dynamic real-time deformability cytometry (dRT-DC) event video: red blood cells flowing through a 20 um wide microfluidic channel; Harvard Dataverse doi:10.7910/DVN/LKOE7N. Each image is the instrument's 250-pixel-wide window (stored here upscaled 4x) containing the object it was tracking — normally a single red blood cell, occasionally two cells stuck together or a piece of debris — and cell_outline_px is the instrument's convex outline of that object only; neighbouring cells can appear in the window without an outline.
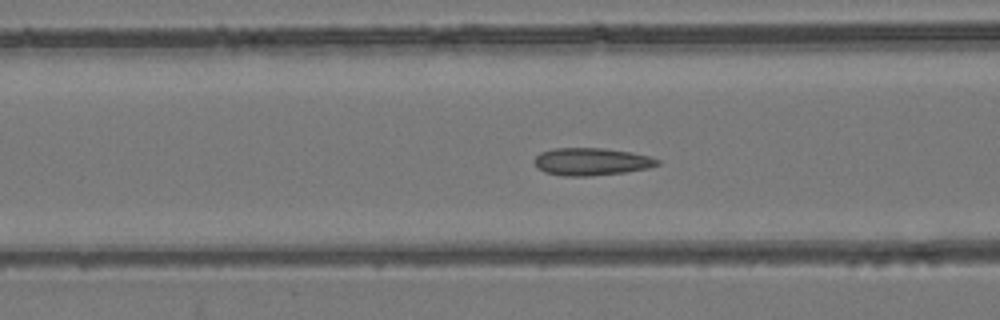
{"species": "common noctule bat (a hibernating species)", "species_latin": "Nyctalus noctula", "temperature_condition": "room temperature", "stored_images_in_passage": 55, "camera_frame_rate_fps": 3000, "um_per_image_px": 0.085, "animal": {"sex": "female", "body_mass_g": 24.6, "forearm_length_mm": 56.2}, "frame": {"image": 1, "passage_image": 22, "time_ms": 7.0, "image_size_px": [1000, 320], "cell_outline_px": [[660, 164], [648, 168], [624, 172], [588, 176], [564, 176], [544, 172], [536, 168], [532, 160], [540, 152], [552, 148], [604, 148], [632, 152], [648, 156], [660, 160]], "centroid_in_image_um": [50.22, 13.73], "position_along_channel_um": 116.4, "area_um2": 19.88}}
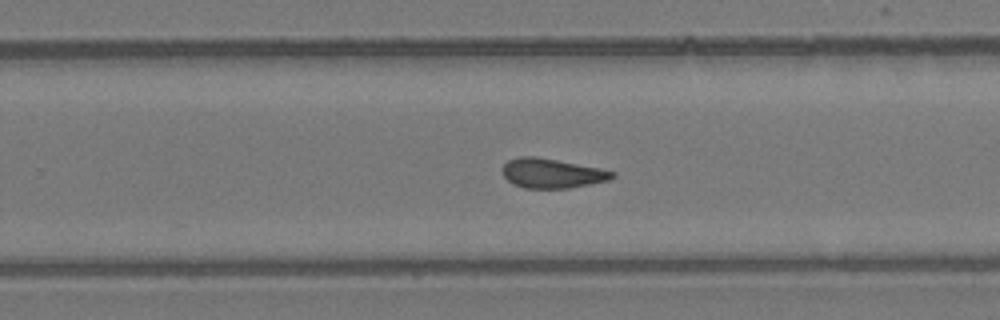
{"frame": {"image": 2, "passage_image": 35, "time_ms": 11.333, "image_size_px": [1000, 320], "cell_outline_px": [[616, 176], [608, 180], [568, 188], [524, 188], [512, 184], [504, 176], [504, 164], [508, 160], [520, 156], [536, 156], [600, 168], [616, 172]], "centroid_in_image_um": [46.92, 14.72], "position_along_channel_um": 282.9, "area_um2": 18.79}}
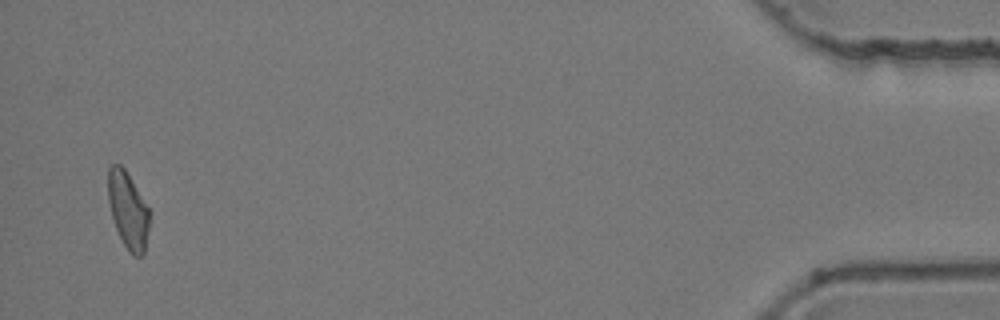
{"frame": {"image": 3, "passage_image": 53, "time_ms": 17.333, "image_size_px": [1000, 320], "cell_outline_px": [[148, 228], [144, 256], [132, 256], [124, 244], [116, 228], [112, 216], [108, 200], [108, 168], [112, 164], [120, 164], [124, 168], [148, 208]], "centroid_in_image_um": [10.86, 17.88], "position_along_channel_um": 424.3, "area_um2": 18.03}, "authors_computed_cell_mechanics": {"area_um2": 19.1318, "velocity_mm_per_s": 3.8479, "shape_relaxation_time_tau1_ms": null, "shape_relaxation_time_tau2_ms": 1.4356, "deformation_change_tau1": null, "deformation_change_tau2": 0.0774}}